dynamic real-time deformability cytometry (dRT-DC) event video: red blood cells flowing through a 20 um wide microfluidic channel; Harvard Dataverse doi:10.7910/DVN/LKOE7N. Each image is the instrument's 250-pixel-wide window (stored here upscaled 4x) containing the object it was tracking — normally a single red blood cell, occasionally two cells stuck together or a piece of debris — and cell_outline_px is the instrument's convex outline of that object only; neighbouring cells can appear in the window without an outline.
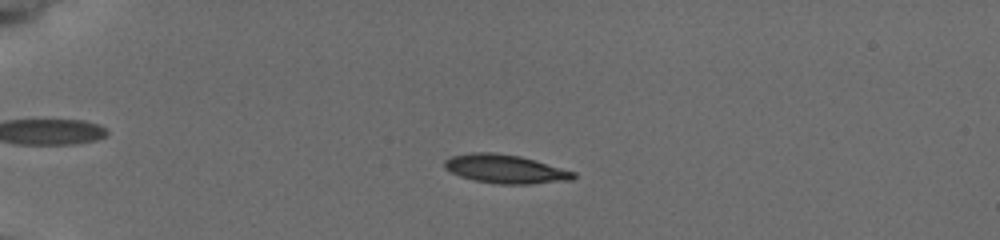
{"species": "common noctule bat (a hibernating species)", "species_latin": "Nyctalus noctula", "temperature_condition": "cold", "stored_images_in_passage": 53, "camera_frame_rate_fps": 3000, "um_per_image_px": 0.085, "animal": {"sex": "female", "body_mass_g": 19.5, "forearm_length_mm": 54.1}, "frame": {"image": 1, "passage_image": 12, "time_ms": 3.667, "image_size_px": [1000, 240], "cell_outline_px": [[576, 176], [572, 180], [532, 184], [500, 184], [472, 180], [460, 176], [444, 168], [444, 160], [452, 156], [472, 152], [496, 152], [520, 156], [536, 160], [576, 172]], "centroid_in_image_um": [42.97, 14.36], "position_along_channel_um": 42.0, "area_um2": 21.73}}
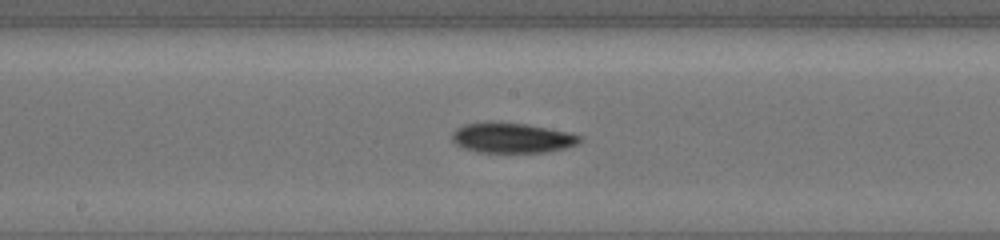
{"frame": {"image": 2, "passage_image": 29, "time_ms": 9.333, "image_size_px": [1000, 240], "cell_outline_px": [[584, 140], [576, 144], [564, 148], [548, 152], [476, 152], [464, 148], [456, 144], [452, 140], [452, 132], [456, 128], [464, 124], [488, 120], [492, 120], [528, 124], [572, 132], [584, 136]], "centroid_in_image_um": [43.54, 11.69], "position_along_channel_um": 204.7, "area_um2": 23.12}}
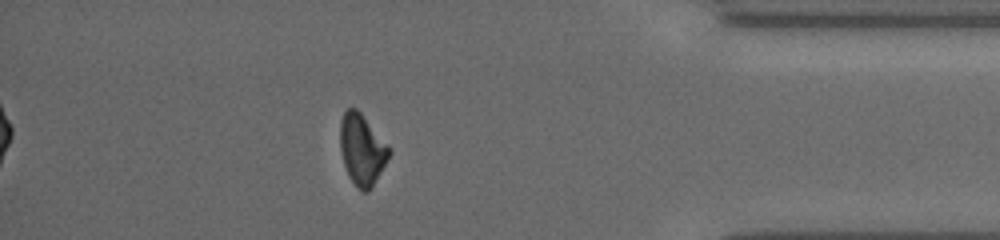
{"frame": {"image": 3, "passage_image": 47, "time_ms": 15.333, "image_size_px": [1000, 240], "cell_outline_px": [[392, 152], [368, 192], [364, 192], [356, 188], [348, 176], [344, 164], [340, 148], [340, 120], [344, 112], [348, 108], [356, 108], [360, 112], [392, 148]], "centroid_in_image_um": [30.77, 12.7], "position_along_channel_um": 404.4, "area_um2": 20.29}, "authors_computed_cell_mechanics": {"area_um2": 21.097, "velocity_mm_per_s": 3.7753, "shape_relaxation_time_tau1_ms": 2.7531, "shape_relaxation_time_tau2_ms": null, "deformation_change_tau1": 0.1228, "deformation_change_tau2": null}}